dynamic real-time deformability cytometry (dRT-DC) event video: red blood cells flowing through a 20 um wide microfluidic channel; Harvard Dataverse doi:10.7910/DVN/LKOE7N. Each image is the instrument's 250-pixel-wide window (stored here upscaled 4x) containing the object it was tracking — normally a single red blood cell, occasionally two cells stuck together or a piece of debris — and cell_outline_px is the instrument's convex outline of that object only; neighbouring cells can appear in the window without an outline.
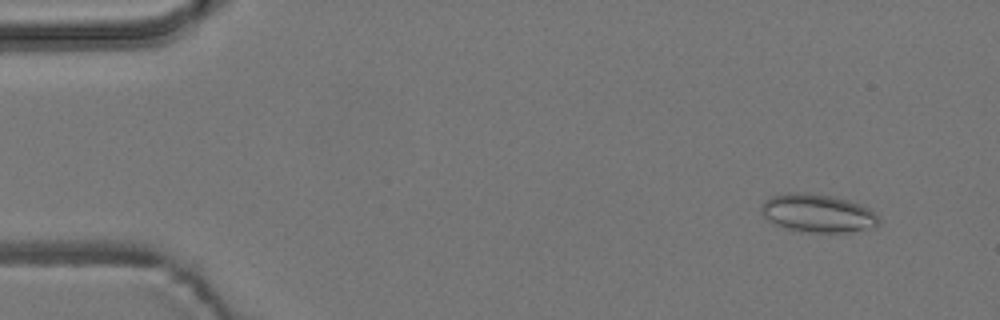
{"species": "common noctule bat (a hibernating species)", "species_latin": "Nyctalus noctula", "temperature_condition": "room temperature", "stored_images_in_passage": 8, "camera_frame_rate_fps": 3000, "um_per_image_px": 0.085, "animal": {"sex": "male", "body_mass_g": 19.2, "forearm_length_mm": 51.8}, "frame": {"image": 1, "passage_image": 5, "time_ms": 1.333, "image_size_px": [1000, 320], "cell_outline_px": [[880, 220], [876, 228], [848, 232], [808, 232], [784, 228], [772, 224], [764, 216], [760, 208], [760, 204], [764, 200], [772, 196], [788, 192], [804, 192], [832, 196], [848, 200], [868, 208]], "centroid_in_image_um": [69.46, 18.13], "position_along_channel_um": 15.5, "area_um2": 26.3}}